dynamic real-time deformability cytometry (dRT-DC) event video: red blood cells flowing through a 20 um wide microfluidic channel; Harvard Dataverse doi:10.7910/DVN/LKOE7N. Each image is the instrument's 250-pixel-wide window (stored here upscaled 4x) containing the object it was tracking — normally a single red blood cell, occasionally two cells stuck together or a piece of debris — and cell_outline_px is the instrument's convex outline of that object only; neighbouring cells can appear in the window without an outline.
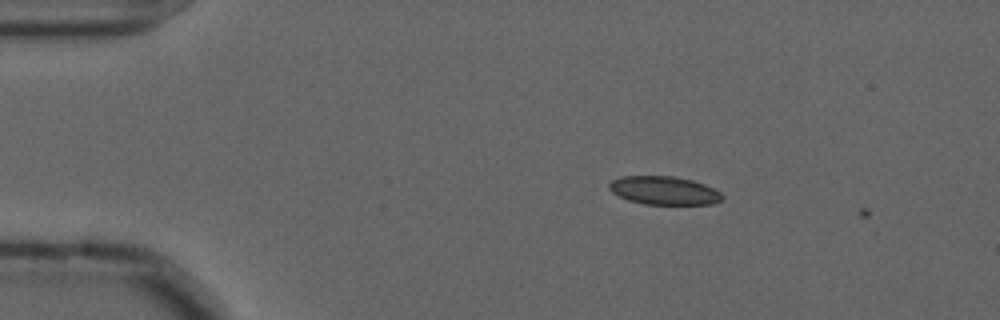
{"species": "common noctule bat (a hibernating species)", "species_latin": "Nyctalus noctula", "temperature_condition": "cold", "stored_images_in_passage": 6, "camera_frame_rate_fps": 3000, "um_per_image_px": 0.085, "animal": {"sex": "male", "forearm_length_mm": 52.5}, "frame": {"image": 1, "passage_image": 5, "time_ms": 1.333, "image_size_px": [1000, 320], "cell_outline_px": [[724, 200], [712, 204], [644, 204], [628, 200], [612, 192], [608, 188], [608, 184], [612, 180], [620, 176], [672, 176], [692, 180], [704, 184], [720, 192], [724, 196]], "centroid_in_image_um": [56.44, 16.19], "position_along_channel_um": 28.6, "area_um2": 18.73}}